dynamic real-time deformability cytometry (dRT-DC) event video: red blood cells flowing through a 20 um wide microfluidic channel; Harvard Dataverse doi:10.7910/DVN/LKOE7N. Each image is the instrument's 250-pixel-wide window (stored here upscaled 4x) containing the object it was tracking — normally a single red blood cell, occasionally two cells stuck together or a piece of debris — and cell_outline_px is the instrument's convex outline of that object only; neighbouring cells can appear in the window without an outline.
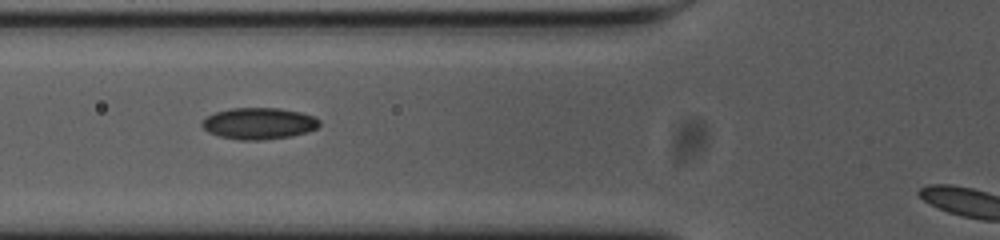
{"species": "common noctule bat (a hibernating species)", "species_latin": "Nyctalus noctula", "temperature_condition": "cold", "stored_images_in_passage": 33, "camera_frame_rate_fps": 3000, "um_per_image_px": 0.085, "animal": {"sex": "female", "body_mass_g": 23.0, "forearm_length_mm": 53.4}, "frame": {"image": 1, "passage_image": 5, "time_ms": 1.333, "image_size_px": [1000, 240], "cell_outline_px": [[320, 124], [316, 128], [308, 132], [292, 136], [260, 140], [240, 140], [220, 136], [208, 132], [200, 124], [208, 116], [216, 112], [232, 108], [280, 108], [300, 112], [312, 116], [320, 120]], "centroid_in_image_um": [22.02, 10.49], "position_along_channel_um": 103.8, "area_um2": 21.44}}
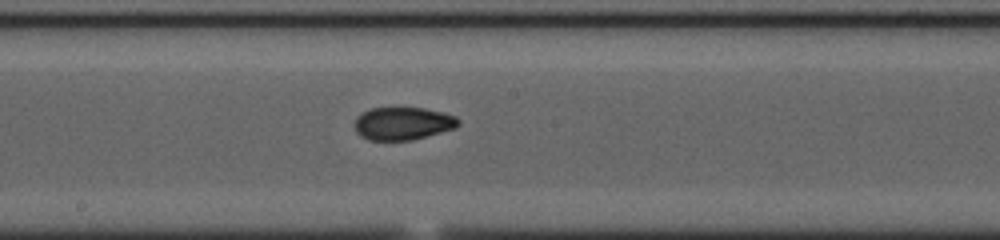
{"frame": {"image": 2, "passage_image": 14, "time_ms": 4.333, "image_size_px": [1000, 240], "cell_outline_px": [[460, 124], [456, 128], [412, 140], [368, 140], [360, 136], [356, 132], [356, 116], [372, 108], [424, 108], [444, 112], [456, 116], [460, 120]], "centroid_in_image_um": [34.28, 10.5], "position_along_channel_um": 213.9, "area_um2": 19.88}}
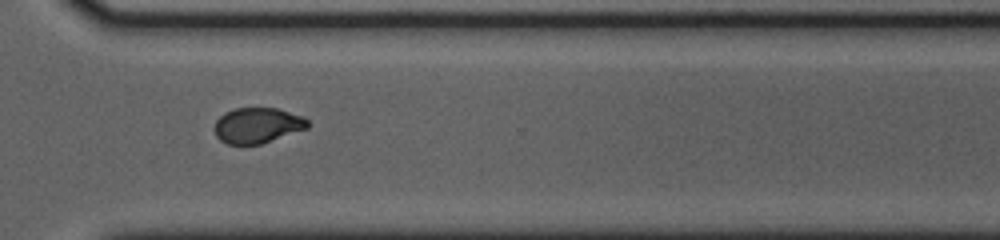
{"frame": {"image": 3, "passage_image": 25, "time_ms": 8.0, "image_size_px": [1000, 240], "cell_outline_px": [[308, 128], [260, 144], [228, 144], [220, 140], [216, 136], [216, 120], [224, 112], [236, 108], [276, 108], [304, 116], [308, 120]], "centroid_in_image_um": [21.89, 10.65], "position_along_channel_um": 348.7, "area_um2": 19.13}}